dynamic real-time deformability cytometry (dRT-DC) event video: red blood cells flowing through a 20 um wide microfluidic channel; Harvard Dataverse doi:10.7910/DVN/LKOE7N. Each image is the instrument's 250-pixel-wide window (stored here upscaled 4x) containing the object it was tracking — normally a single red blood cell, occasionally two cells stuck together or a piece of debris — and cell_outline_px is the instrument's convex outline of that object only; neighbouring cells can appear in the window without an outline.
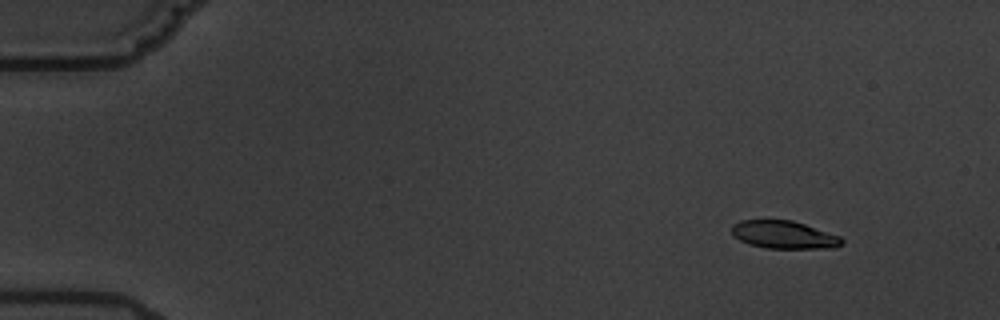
{"species": "common noctule bat (a hibernating species)", "species_latin": "Nyctalus noctula", "temperature_condition": "warm", "stored_images_in_passage": 8, "camera_frame_rate_fps": 3000, "um_per_image_px": 0.085, "animal": {"sex": "male", "body_mass_g": 19.5, "forearm_length_mm": 54.6}, "frame": {"image": 1, "passage_image": 2, "time_ms": 1.0, "image_size_px": [1000, 320], "cell_outline_px": [[844, 244], [836, 248], [764, 248], [748, 244], [740, 240], [732, 232], [732, 224], [740, 220], [792, 220], [840, 236], [844, 240]], "centroid_in_image_um": [66.66, 19.96], "position_along_channel_um": 18.3, "area_um2": 17.86}}
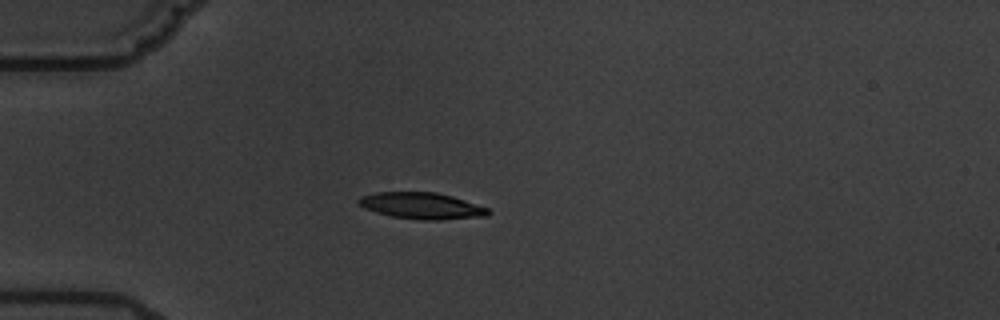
{"frame": {"image": 2, "passage_image": 5, "time_ms": 4.667, "image_size_px": [1000, 320], "cell_outline_px": [[492, 212], [488, 216], [440, 220], [424, 220], [392, 216], [376, 212], [364, 208], [356, 200], [360, 196], [376, 192], [436, 192], [452, 196], [488, 208]], "centroid_in_image_um": [35.85, 17.49], "position_along_channel_um": 49.1, "area_um2": 19.94}}